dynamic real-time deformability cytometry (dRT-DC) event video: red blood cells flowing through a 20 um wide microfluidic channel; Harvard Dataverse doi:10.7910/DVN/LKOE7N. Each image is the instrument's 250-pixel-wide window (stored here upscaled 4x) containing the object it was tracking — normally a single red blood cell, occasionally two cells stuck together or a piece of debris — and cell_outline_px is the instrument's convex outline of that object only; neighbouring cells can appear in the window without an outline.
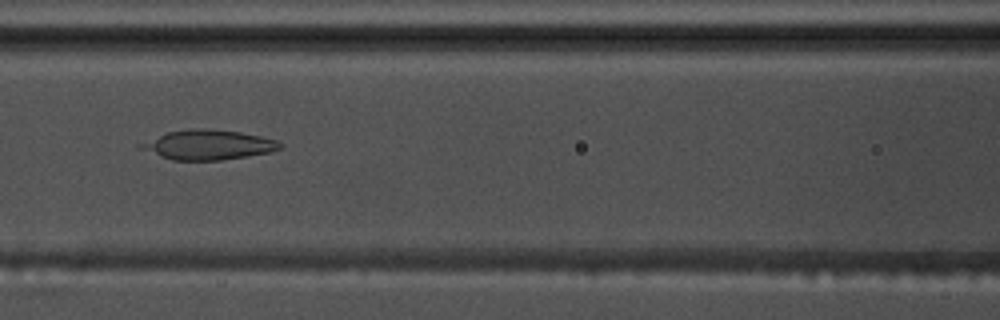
{"species": "common noctule bat (a hibernating species)", "species_latin": "Nyctalus noctula", "temperature_condition": "warm", "stored_images_in_passage": 29, "camera_frame_rate_fps": 3000, "um_per_image_px": 0.085, "animal": {"sex": "male", "body_mass_g": 17.5, "forearm_length_mm": 52.3}, "frame": {"image": 1, "passage_image": 25, "time_ms": 8.0, "image_size_px": [1000, 320], "cell_outline_px": [[284, 144], [280, 148], [268, 152], [248, 156], [220, 160], [172, 160], [136, 148], [136, 144], [168, 132], [192, 128], [200, 128], [240, 132], [260, 136], [276, 140]], "centroid_in_image_um": [17.64, 12.31], "position_along_channel_um": 149.0, "area_um2": 24.04}}